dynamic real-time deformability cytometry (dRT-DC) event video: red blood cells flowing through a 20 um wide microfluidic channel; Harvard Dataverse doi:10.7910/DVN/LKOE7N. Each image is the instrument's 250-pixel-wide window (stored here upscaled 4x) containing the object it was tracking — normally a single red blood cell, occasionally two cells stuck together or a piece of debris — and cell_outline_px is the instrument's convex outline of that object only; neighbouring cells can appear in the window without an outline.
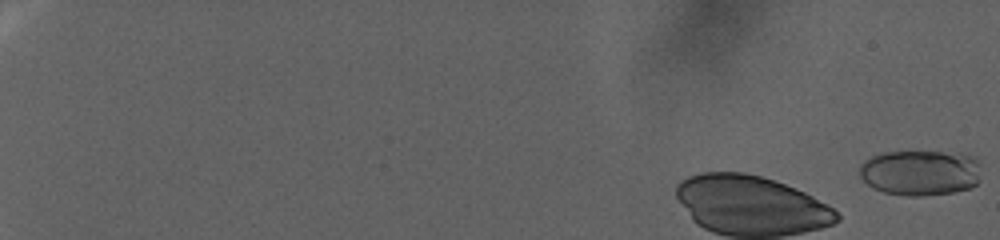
{"species": "human", "species_latin": "Homo sapiens", "temperature_condition": "warm", "stored_images_in_passage": 21, "camera_frame_rate_fps": 3000, "um_per_image_px": 0.085, "donor": {"sex": "female"}, "frame": {"image": 1, "passage_image": 1, "time_ms": 0.0, "image_size_px": [1000, 240], "cell_outline_px": [[980, 180], [972, 188], [952, 192], [920, 196], [908, 196], [884, 192], [872, 188], [860, 176], [860, 164], [864, 160], [880, 152], [960, 152], [976, 156], [980, 164]], "centroid_in_image_um": [78.27, 14.66], "position_along_channel_um": 6.7, "area_um2": 32.83}}